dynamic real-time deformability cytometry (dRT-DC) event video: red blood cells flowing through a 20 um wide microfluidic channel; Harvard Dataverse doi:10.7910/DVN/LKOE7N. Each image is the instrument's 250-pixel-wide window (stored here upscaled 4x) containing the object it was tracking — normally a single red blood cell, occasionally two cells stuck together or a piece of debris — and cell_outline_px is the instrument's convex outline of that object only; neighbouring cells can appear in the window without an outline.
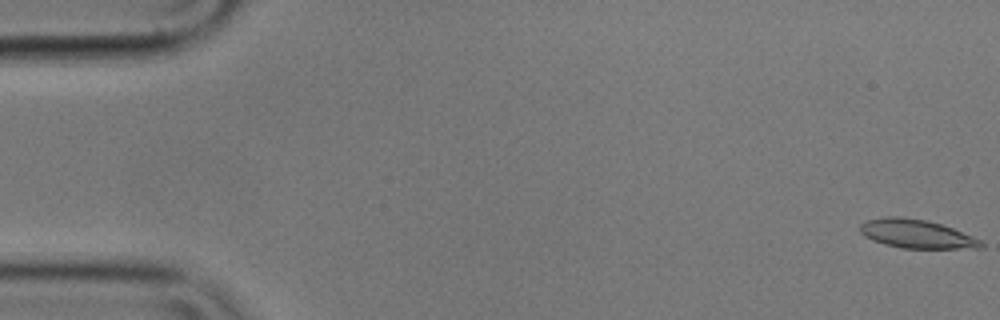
{"species": "common noctule bat (a hibernating species)", "species_latin": "Nyctalus noctula", "temperature_condition": "cold", "stored_images_in_passage": 8, "camera_frame_rate_fps": 3000, "um_per_image_px": 0.085, "animal": {"sex": "male", "body_mass_g": 17.9}, "frame": {"image": 1, "passage_image": 1, "time_ms": 0.0, "image_size_px": [1000, 320], "cell_outline_px": [[984, 248], [900, 248], [884, 244], [872, 240], [864, 236], [860, 232], [860, 224], [868, 220], [884, 216], [900, 216], [928, 220], [952, 228], [972, 236], [980, 240], [984, 244]], "centroid_in_image_um": [77.88, 19.87], "position_along_channel_um": 7.1, "area_um2": 20.23}}
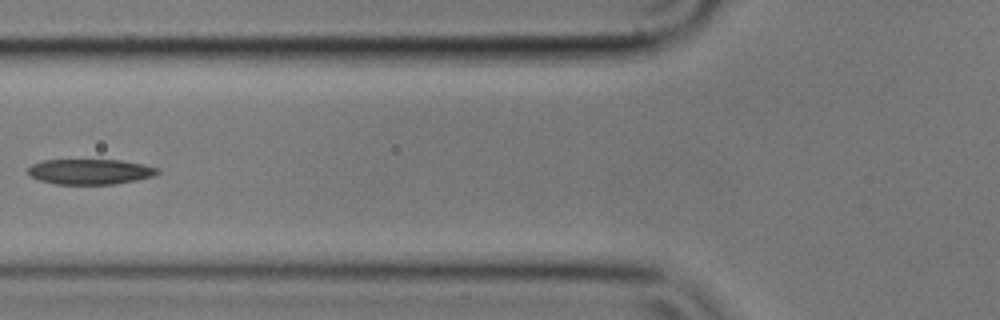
{"frame": {"image": 2, "passage_image": 7, "time_ms": 2.0, "image_size_px": [1000, 320], "cell_outline_px": [[160, 172], [152, 176], [136, 180], [112, 184], [56, 184], [40, 180], [32, 176], [28, 172], [28, 168], [32, 164], [44, 160], [120, 160], [144, 164], [160, 168]], "centroid_in_image_um": [7.69, 14.58], "position_along_channel_um": 118.1, "area_um2": 19.02}}
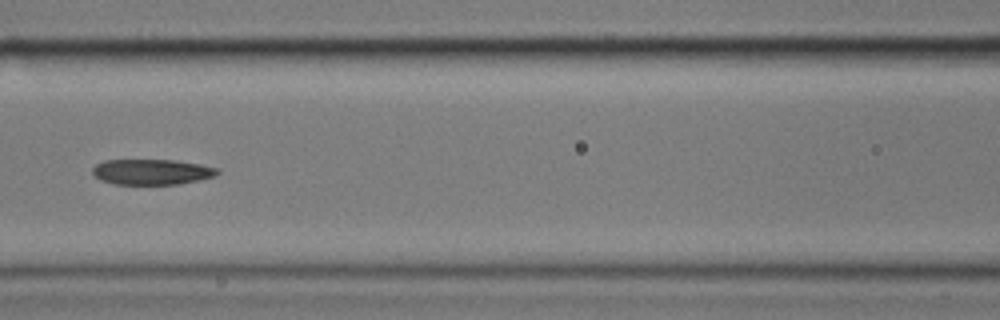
{"frame": {"image": 3, "passage_image": 8, "time_ms": 2.333, "image_size_px": [1000, 320], "cell_outline_px": [[220, 172], [216, 176], [200, 180], [180, 184], [116, 184], [100, 180], [92, 172], [92, 168], [96, 164], [104, 160], [172, 160], [200, 164], [216, 168]], "centroid_in_image_um": [12.91, 14.61], "position_along_channel_um": 153.7, "area_um2": 18.55}}